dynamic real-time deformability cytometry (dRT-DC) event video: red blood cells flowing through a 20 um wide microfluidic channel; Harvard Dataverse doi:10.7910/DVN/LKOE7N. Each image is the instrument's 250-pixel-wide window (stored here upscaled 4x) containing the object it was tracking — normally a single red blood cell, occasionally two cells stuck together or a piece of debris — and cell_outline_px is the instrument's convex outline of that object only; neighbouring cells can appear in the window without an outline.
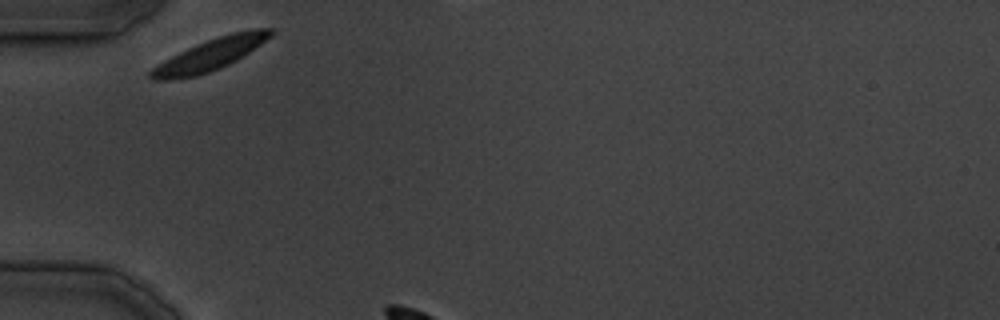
{"species": "common noctule bat (a hibernating species)", "species_latin": "Nyctalus noctula", "temperature_condition": "cold", "stored_images_in_passage": 3, "camera_frame_rate_fps": 3000, "um_per_image_px": 0.085, "animal": {"sex": "male", "body_mass_g": 19.5, "forearm_length_mm": 54.6}, "frame": {"image": 1, "passage_image": 1, "time_ms": 0.0, "image_size_px": [1000, 320], "cell_outline_px": [[276, 32], [272, 36], [236, 60], [220, 68], [196, 76], [168, 80], [152, 80], [148, 76], [148, 72], [156, 64], [188, 48], [208, 40], [232, 32], [256, 28], [272, 28]], "centroid_in_image_um": [17.85, 4.65], "position_along_channel_um": 67.2, "area_um2": 21.85}}